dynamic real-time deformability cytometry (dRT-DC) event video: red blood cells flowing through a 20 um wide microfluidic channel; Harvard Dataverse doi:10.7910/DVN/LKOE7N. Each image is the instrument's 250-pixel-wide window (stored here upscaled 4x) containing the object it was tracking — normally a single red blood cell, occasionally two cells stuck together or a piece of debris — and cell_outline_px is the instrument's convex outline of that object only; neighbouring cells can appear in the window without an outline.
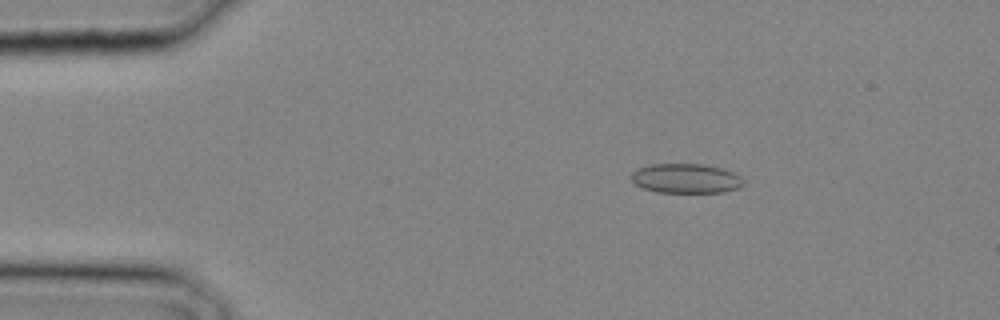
{"species": "common noctule bat (a hibernating species)", "species_latin": "Nyctalus noctula", "temperature_condition": "cold", "stored_images_in_passage": 29, "camera_frame_rate_fps": 3000, "um_per_image_px": 0.085, "animal": {"sex": "male", "body_mass_g": 20.4}, "frame": {"image": 1, "passage_image": 5, "time_ms": 1.333, "image_size_px": [1000, 320], "cell_outline_px": [[744, 184], [736, 188], [724, 192], [656, 192], [644, 188], [636, 184], [632, 180], [632, 172], [640, 168], [652, 164], [704, 164], [720, 168], [732, 172], [740, 176], [744, 180]], "centroid_in_image_um": [58.32, 15.17], "position_along_channel_um": 26.7, "area_um2": 19.07}}
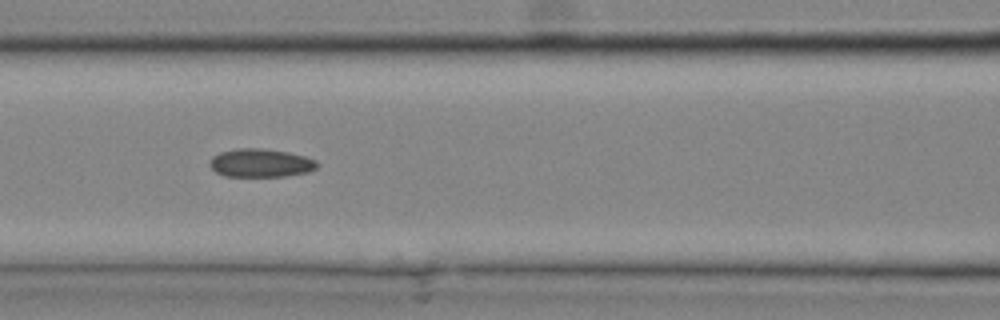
{"frame": {"image": 2, "passage_image": 13, "time_ms": 4.0, "image_size_px": [1000, 320], "cell_outline_px": [[320, 164], [316, 168], [308, 172], [284, 176], [224, 176], [216, 172], [208, 164], [212, 156], [220, 152], [236, 148], [260, 148], [288, 152], [304, 156], [316, 160]], "centroid_in_image_um": [22.15, 13.85], "position_along_channel_um": 144.5, "area_um2": 17.8}}
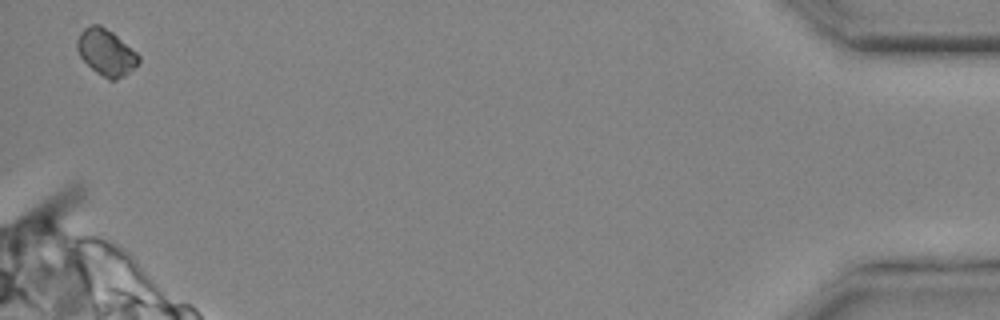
{"frame": {"image": 3, "passage_image": 29, "time_ms": 9.333, "image_size_px": [1000, 320], "cell_outline_px": [[140, 60], [124, 76], [116, 80], [108, 80], [96, 72], [80, 56], [76, 48], [76, 40], [80, 32], [84, 28], [92, 24], [100, 24], [112, 32], [136, 52], [140, 56]], "centroid_in_image_um": [8.99, 4.44], "position_along_channel_um": 426.2, "area_um2": 16.42}}